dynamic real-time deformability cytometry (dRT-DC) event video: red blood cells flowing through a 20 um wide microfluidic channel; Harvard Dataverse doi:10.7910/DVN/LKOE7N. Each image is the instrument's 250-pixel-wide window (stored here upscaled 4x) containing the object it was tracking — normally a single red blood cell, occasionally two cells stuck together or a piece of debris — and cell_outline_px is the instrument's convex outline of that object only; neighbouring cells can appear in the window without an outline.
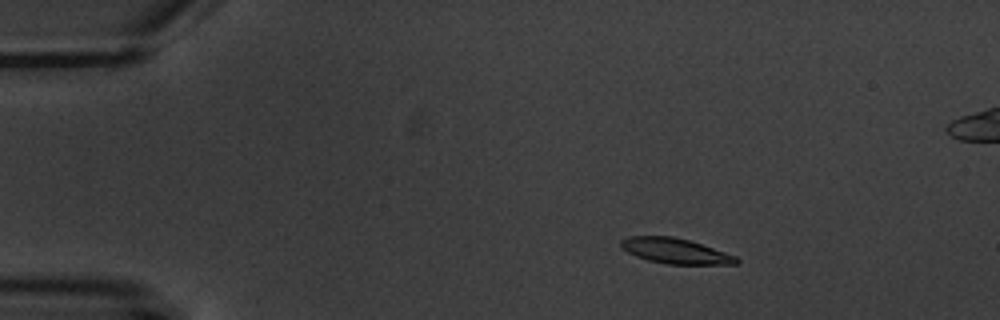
{"species": "common noctule bat (a hibernating species)", "species_latin": "Nyctalus noctula", "temperature_condition": "warm", "stored_images_in_passage": 5, "camera_frame_rate_fps": 3000, "um_per_image_px": 0.085, "animal": {"sex": "male", "body_mass_g": 20.1, "forearm_length_mm": 53.5}, "frame": {"image": 1, "passage_image": 2, "time_ms": 2.0, "image_size_px": [1000, 320], "cell_outline_px": [[740, 260], [736, 264], [668, 264], [648, 260], [636, 256], [620, 248], [620, 240], [628, 236], [672, 236], [688, 240], [736, 256]], "centroid_in_image_um": [57.35, 21.33], "position_along_channel_um": 27.6, "area_um2": 16.88}}